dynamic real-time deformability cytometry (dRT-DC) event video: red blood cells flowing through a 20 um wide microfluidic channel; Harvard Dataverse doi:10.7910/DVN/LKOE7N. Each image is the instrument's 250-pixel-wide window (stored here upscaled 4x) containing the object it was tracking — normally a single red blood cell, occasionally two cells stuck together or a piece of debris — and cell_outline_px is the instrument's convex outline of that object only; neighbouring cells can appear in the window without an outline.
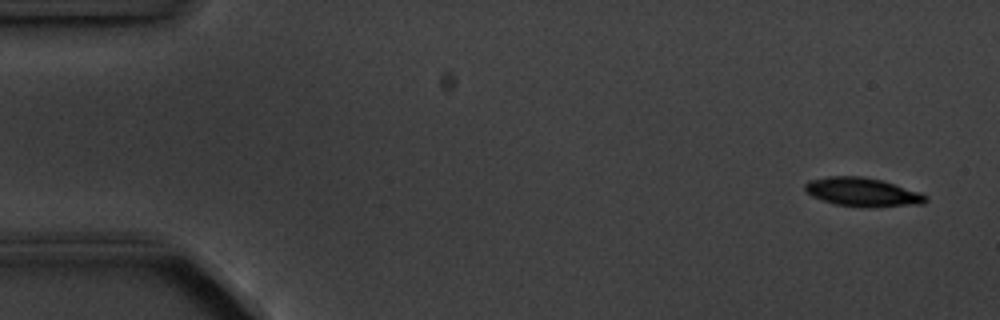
{"species": "common noctule bat (a hibernating species)", "species_latin": "Nyctalus noctula", "temperature_condition": "cold", "stored_images_in_passage": 8, "camera_frame_rate_fps": 3000, "um_per_image_px": 0.085, "animal": {"sex": "male", "body_mass_g": 20.1, "forearm_length_mm": 53.5}, "frame": {"image": 1, "passage_image": 1, "time_ms": 0.0, "image_size_px": [1000, 320], "cell_outline_px": [[928, 200], [924, 204], [876, 208], [868, 208], [832, 204], [812, 196], [804, 192], [804, 184], [808, 180], [828, 176], [860, 176], [880, 180], [920, 192], [928, 196]], "centroid_in_image_um": [73.3, 16.35], "position_along_channel_um": 11.7, "area_um2": 20.63}}
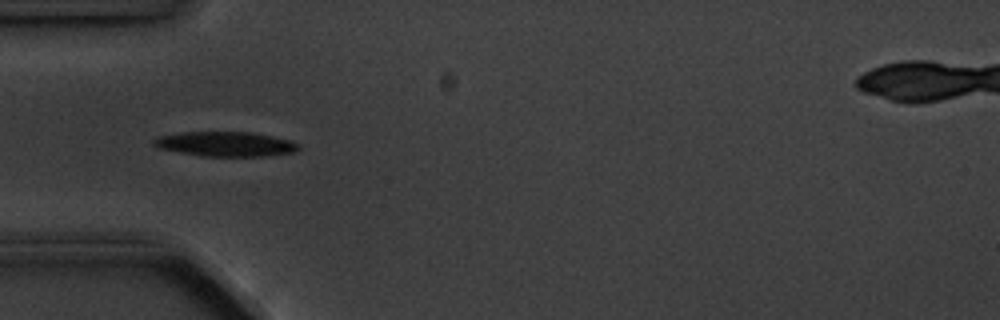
{"frame": {"image": 2, "passage_image": 5, "time_ms": 4.667, "image_size_px": [1000, 320], "cell_outline_px": [[300, 148], [292, 152], [264, 156], [200, 156], [156, 148], [152, 144], [152, 140], [160, 136], [180, 132], [252, 132], [292, 140], [300, 144]], "centroid_in_image_um": [19.14, 12.24], "position_along_channel_um": 65.9, "area_um2": 20.98}}
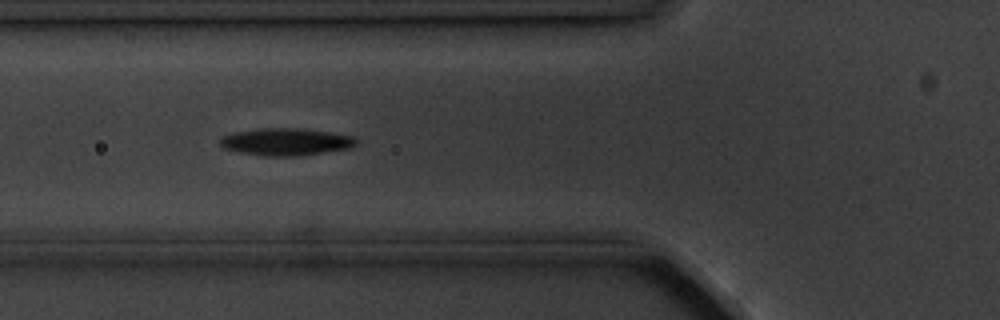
{"frame": {"image": 3, "passage_image": 6, "time_ms": 5.667, "image_size_px": [1000, 320], "cell_outline_px": [[356, 144], [352, 148], [296, 156], [260, 156], [240, 152], [224, 148], [220, 144], [220, 140], [224, 136], [236, 132], [260, 128], [300, 128], [328, 132], [352, 136], [356, 140]], "centroid_in_image_um": [24.31, 12.06], "position_along_channel_um": 101.5, "area_um2": 21.44}}